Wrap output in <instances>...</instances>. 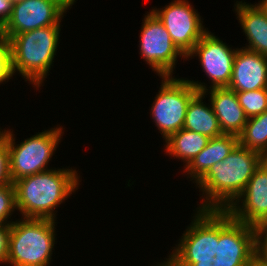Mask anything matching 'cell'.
Here are the masks:
<instances>
[{"instance_id": "1", "label": "cell", "mask_w": 267, "mask_h": 266, "mask_svg": "<svg viewBox=\"0 0 267 266\" xmlns=\"http://www.w3.org/2000/svg\"><path fill=\"white\" fill-rule=\"evenodd\" d=\"M264 159L238 144L223 161L214 163L196 183L202 198L184 234H202L245 190Z\"/></svg>"}, {"instance_id": "2", "label": "cell", "mask_w": 267, "mask_h": 266, "mask_svg": "<svg viewBox=\"0 0 267 266\" xmlns=\"http://www.w3.org/2000/svg\"><path fill=\"white\" fill-rule=\"evenodd\" d=\"M80 174L72 167L22 177L13 182L16 208L21 218L57 220V208L78 190Z\"/></svg>"}, {"instance_id": "3", "label": "cell", "mask_w": 267, "mask_h": 266, "mask_svg": "<svg viewBox=\"0 0 267 266\" xmlns=\"http://www.w3.org/2000/svg\"><path fill=\"white\" fill-rule=\"evenodd\" d=\"M267 221V158L256 168L245 190L201 234L207 241L242 240Z\"/></svg>"}, {"instance_id": "4", "label": "cell", "mask_w": 267, "mask_h": 266, "mask_svg": "<svg viewBox=\"0 0 267 266\" xmlns=\"http://www.w3.org/2000/svg\"><path fill=\"white\" fill-rule=\"evenodd\" d=\"M60 27L53 25L12 36L7 41L12 75L18 73L36 90L44 86L60 44Z\"/></svg>"}, {"instance_id": "5", "label": "cell", "mask_w": 267, "mask_h": 266, "mask_svg": "<svg viewBox=\"0 0 267 266\" xmlns=\"http://www.w3.org/2000/svg\"><path fill=\"white\" fill-rule=\"evenodd\" d=\"M56 221L20 218L10 224L7 266H49L57 239Z\"/></svg>"}, {"instance_id": "6", "label": "cell", "mask_w": 267, "mask_h": 266, "mask_svg": "<svg viewBox=\"0 0 267 266\" xmlns=\"http://www.w3.org/2000/svg\"><path fill=\"white\" fill-rule=\"evenodd\" d=\"M63 126L42 130L20 144H16L14 130L2 129L0 134L6 139L9 150L10 175L12 182L29 175L50 170L48 163L59 147L64 135ZM12 130V131H11Z\"/></svg>"}, {"instance_id": "7", "label": "cell", "mask_w": 267, "mask_h": 266, "mask_svg": "<svg viewBox=\"0 0 267 266\" xmlns=\"http://www.w3.org/2000/svg\"><path fill=\"white\" fill-rule=\"evenodd\" d=\"M160 78L161 85L151 104L150 116L165 141L183 129L188 104L198 91L183 77L174 75Z\"/></svg>"}, {"instance_id": "8", "label": "cell", "mask_w": 267, "mask_h": 266, "mask_svg": "<svg viewBox=\"0 0 267 266\" xmlns=\"http://www.w3.org/2000/svg\"><path fill=\"white\" fill-rule=\"evenodd\" d=\"M237 48H232L214 33L208 31L199 42L193 47L192 51L186 56V61L190 58L198 57L202 71L208 77L209 85L198 80L187 79L198 92L207 89L228 87L233 70V62ZM211 81V82H210ZM209 86V87H207Z\"/></svg>"}, {"instance_id": "9", "label": "cell", "mask_w": 267, "mask_h": 266, "mask_svg": "<svg viewBox=\"0 0 267 266\" xmlns=\"http://www.w3.org/2000/svg\"><path fill=\"white\" fill-rule=\"evenodd\" d=\"M145 14L138 41L140 57L157 76H173L177 58L186 61V57L174 45L158 17L151 10Z\"/></svg>"}, {"instance_id": "10", "label": "cell", "mask_w": 267, "mask_h": 266, "mask_svg": "<svg viewBox=\"0 0 267 266\" xmlns=\"http://www.w3.org/2000/svg\"><path fill=\"white\" fill-rule=\"evenodd\" d=\"M162 8L151 11L165 26L172 42L186 57L209 31L203 25V18L189 0H172Z\"/></svg>"}, {"instance_id": "11", "label": "cell", "mask_w": 267, "mask_h": 266, "mask_svg": "<svg viewBox=\"0 0 267 266\" xmlns=\"http://www.w3.org/2000/svg\"><path fill=\"white\" fill-rule=\"evenodd\" d=\"M67 9L56 0H24L13 5L11 15L0 28L6 41L38 28L61 25Z\"/></svg>"}, {"instance_id": "12", "label": "cell", "mask_w": 267, "mask_h": 266, "mask_svg": "<svg viewBox=\"0 0 267 266\" xmlns=\"http://www.w3.org/2000/svg\"><path fill=\"white\" fill-rule=\"evenodd\" d=\"M228 88L235 92L267 88V56L237 47Z\"/></svg>"}, {"instance_id": "13", "label": "cell", "mask_w": 267, "mask_h": 266, "mask_svg": "<svg viewBox=\"0 0 267 266\" xmlns=\"http://www.w3.org/2000/svg\"><path fill=\"white\" fill-rule=\"evenodd\" d=\"M236 18L248 41L243 48L267 56V7L260 0L258 3L234 2Z\"/></svg>"}, {"instance_id": "14", "label": "cell", "mask_w": 267, "mask_h": 266, "mask_svg": "<svg viewBox=\"0 0 267 266\" xmlns=\"http://www.w3.org/2000/svg\"><path fill=\"white\" fill-rule=\"evenodd\" d=\"M203 93L206 97L209 94L208 101L218 119L222 133L238 136L243 131L248 118L239 104L236 92L223 87L207 89Z\"/></svg>"}, {"instance_id": "15", "label": "cell", "mask_w": 267, "mask_h": 266, "mask_svg": "<svg viewBox=\"0 0 267 266\" xmlns=\"http://www.w3.org/2000/svg\"><path fill=\"white\" fill-rule=\"evenodd\" d=\"M238 144V136L234 134L223 133L209 139L206 147L183 168V175L197 183L214 163L223 161Z\"/></svg>"}, {"instance_id": "16", "label": "cell", "mask_w": 267, "mask_h": 266, "mask_svg": "<svg viewBox=\"0 0 267 266\" xmlns=\"http://www.w3.org/2000/svg\"><path fill=\"white\" fill-rule=\"evenodd\" d=\"M178 241L163 262L152 266H210L213 247L201 234L183 233Z\"/></svg>"}, {"instance_id": "17", "label": "cell", "mask_w": 267, "mask_h": 266, "mask_svg": "<svg viewBox=\"0 0 267 266\" xmlns=\"http://www.w3.org/2000/svg\"><path fill=\"white\" fill-rule=\"evenodd\" d=\"M205 94L197 92L190 100L185 116L184 129L200 133L208 138L222 135L218 119L209 103L203 102ZM205 103V104H204Z\"/></svg>"}, {"instance_id": "18", "label": "cell", "mask_w": 267, "mask_h": 266, "mask_svg": "<svg viewBox=\"0 0 267 266\" xmlns=\"http://www.w3.org/2000/svg\"><path fill=\"white\" fill-rule=\"evenodd\" d=\"M210 138L200 133L181 129L170 135L164 142L165 154L180 159L184 167L207 145Z\"/></svg>"}, {"instance_id": "19", "label": "cell", "mask_w": 267, "mask_h": 266, "mask_svg": "<svg viewBox=\"0 0 267 266\" xmlns=\"http://www.w3.org/2000/svg\"><path fill=\"white\" fill-rule=\"evenodd\" d=\"M230 266H267L243 240L208 241Z\"/></svg>"}, {"instance_id": "20", "label": "cell", "mask_w": 267, "mask_h": 266, "mask_svg": "<svg viewBox=\"0 0 267 266\" xmlns=\"http://www.w3.org/2000/svg\"><path fill=\"white\" fill-rule=\"evenodd\" d=\"M238 142L240 146L267 158V111L247 119L243 131L238 135Z\"/></svg>"}, {"instance_id": "21", "label": "cell", "mask_w": 267, "mask_h": 266, "mask_svg": "<svg viewBox=\"0 0 267 266\" xmlns=\"http://www.w3.org/2000/svg\"><path fill=\"white\" fill-rule=\"evenodd\" d=\"M236 95L247 118L258 116L267 111V88L236 92Z\"/></svg>"}, {"instance_id": "22", "label": "cell", "mask_w": 267, "mask_h": 266, "mask_svg": "<svg viewBox=\"0 0 267 266\" xmlns=\"http://www.w3.org/2000/svg\"><path fill=\"white\" fill-rule=\"evenodd\" d=\"M242 240L261 258L267 260V221L256 226Z\"/></svg>"}, {"instance_id": "23", "label": "cell", "mask_w": 267, "mask_h": 266, "mask_svg": "<svg viewBox=\"0 0 267 266\" xmlns=\"http://www.w3.org/2000/svg\"><path fill=\"white\" fill-rule=\"evenodd\" d=\"M15 210L17 208L14 184L0 186V222L2 224H12L14 221L11 216Z\"/></svg>"}, {"instance_id": "24", "label": "cell", "mask_w": 267, "mask_h": 266, "mask_svg": "<svg viewBox=\"0 0 267 266\" xmlns=\"http://www.w3.org/2000/svg\"><path fill=\"white\" fill-rule=\"evenodd\" d=\"M12 77L9 45L0 33V84L9 82Z\"/></svg>"}, {"instance_id": "25", "label": "cell", "mask_w": 267, "mask_h": 266, "mask_svg": "<svg viewBox=\"0 0 267 266\" xmlns=\"http://www.w3.org/2000/svg\"><path fill=\"white\" fill-rule=\"evenodd\" d=\"M9 150L6 139L0 134V186L12 184Z\"/></svg>"}, {"instance_id": "26", "label": "cell", "mask_w": 267, "mask_h": 266, "mask_svg": "<svg viewBox=\"0 0 267 266\" xmlns=\"http://www.w3.org/2000/svg\"><path fill=\"white\" fill-rule=\"evenodd\" d=\"M10 225L0 224V264H7Z\"/></svg>"}, {"instance_id": "27", "label": "cell", "mask_w": 267, "mask_h": 266, "mask_svg": "<svg viewBox=\"0 0 267 266\" xmlns=\"http://www.w3.org/2000/svg\"><path fill=\"white\" fill-rule=\"evenodd\" d=\"M12 8H13V4L10 0H0V28L9 19Z\"/></svg>"}, {"instance_id": "28", "label": "cell", "mask_w": 267, "mask_h": 266, "mask_svg": "<svg viewBox=\"0 0 267 266\" xmlns=\"http://www.w3.org/2000/svg\"><path fill=\"white\" fill-rule=\"evenodd\" d=\"M210 266H230L213 248Z\"/></svg>"}, {"instance_id": "29", "label": "cell", "mask_w": 267, "mask_h": 266, "mask_svg": "<svg viewBox=\"0 0 267 266\" xmlns=\"http://www.w3.org/2000/svg\"><path fill=\"white\" fill-rule=\"evenodd\" d=\"M58 2H60L67 10H70L72 8V5H74V3L77 0H56Z\"/></svg>"}, {"instance_id": "30", "label": "cell", "mask_w": 267, "mask_h": 266, "mask_svg": "<svg viewBox=\"0 0 267 266\" xmlns=\"http://www.w3.org/2000/svg\"><path fill=\"white\" fill-rule=\"evenodd\" d=\"M10 1H11L12 4L14 5V4L19 3V2H22V1H24V0H10Z\"/></svg>"}, {"instance_id": "31", "label": "cell", "mask_w": 267, "mask_h": 266, "mask_svg": "<svg viewBox=\"0 0 267 266\" xmlns=\"http://www.w3.org/2000/svg\"><path fill=\"white\" fill-rule=\"evenodd\" d=\"M267 7V0H261Z\"/></svg>"}]
</instances>
